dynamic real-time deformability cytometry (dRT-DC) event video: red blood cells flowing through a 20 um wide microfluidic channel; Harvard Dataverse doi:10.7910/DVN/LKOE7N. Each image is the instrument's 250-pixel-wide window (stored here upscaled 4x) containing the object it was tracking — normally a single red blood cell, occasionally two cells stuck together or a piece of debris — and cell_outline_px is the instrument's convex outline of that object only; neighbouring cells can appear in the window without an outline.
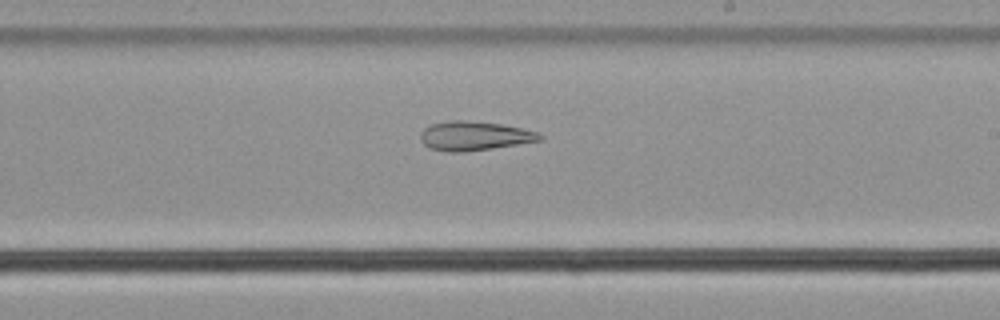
{"species": "common noctule bat (a hibernating species)", "species_latin": "Nyctalus noctula", "temperature_condition": "cold", "stored_images_in_passage": 40, "camera_frame_rate_fps": 3000, "um_per_image_px": 0.085, "animal": {"sex": "male", "body_mass_g": 21.5, "forearm_length_mm": 52.0}, "frame": {"image": 1, "passage_image": 18, "time_ms": 5.667, "image_size_px": [1000, 320], "cell_outline_px": [[544, 140], [492, 148], [464, 152], [448, 152], [428, 148], [420, 140], [420, 132], [424, 128], [432, 124], [448, 120], [464, 120], [504, 124], [540, 132], [544, 136]], "centroid_in_image_um": [40.34, 11.55], "position_along_channel_um": 248.7, "area_um2": 20.58}, "authors_computed_cell_mechanics": {"area_um2": 23.2645, "velocity_mm_per_s": 3.7686, "shape_relaxation_time_tau1_ms": null, "shape_relaxation_time_tau2_ms": 5.9494, "deformation_change_tau1": null, "deformation_change_tau2": 0.174}}